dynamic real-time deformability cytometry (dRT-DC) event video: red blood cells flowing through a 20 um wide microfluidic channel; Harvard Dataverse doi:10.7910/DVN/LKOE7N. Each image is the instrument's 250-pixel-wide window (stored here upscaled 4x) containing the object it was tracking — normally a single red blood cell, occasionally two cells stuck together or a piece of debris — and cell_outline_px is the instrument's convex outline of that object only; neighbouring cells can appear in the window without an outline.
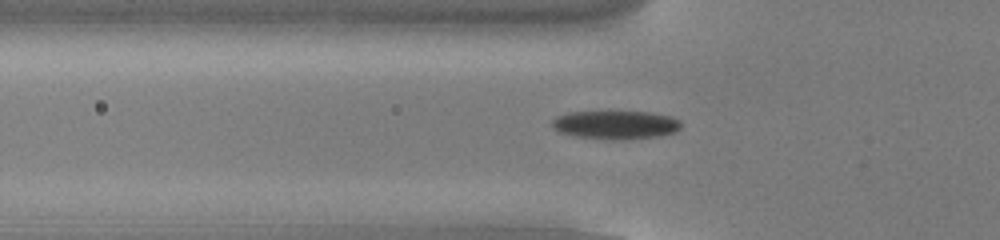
{"species": "common noctule bat (a hibernating species)", "species_latin": "Nyctalus noctula", "temperature_condition": "cold", "stored_images_in_passage": 54, "camera_frame_rate_fps": 3000, "um_per_image_px": 0.085, "animal": {"sex": "male", "body_mass_g": 13.0, "forearm_length_mm": 53.1}, "frame": {"image": 1, "passage_image": 19, "time_ms": 6.0, "image_size_px": [1000, 240], "cell_outline_px": [[680, 128], [676, 132], [660, 136], [624, 140], [612, 140], [572, 136], [560, 132], [552, 128], [552, 120], [556, 116], [568, 112], [652, 112], [672, 116], [680, 120]], "centroid_in_image_um": [52.33, 10.62], "position_along_channel_um": 73.5, "area_um2": 21.73}}
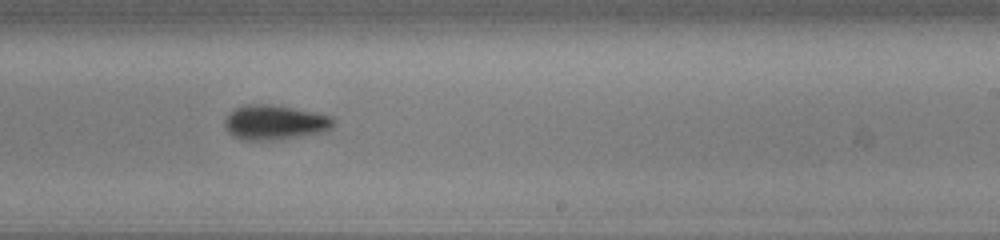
{"frame": {"image": 2, "passage_image": 34, "time_ms": 11.0, "image_size_px": [1000, 240], "cell_outline_px": [[336, 120], [332, 128], [320, 132], [280, 140], [240, 140], [232, 136], [224, 128], [224, 120], [228, 112], [244, 104], [272, 104], [332, 116]], "centroid_in_image_um": [23.3, 10.41], "position_along_channel_um": 265.7, "area_um2": 22.25}}
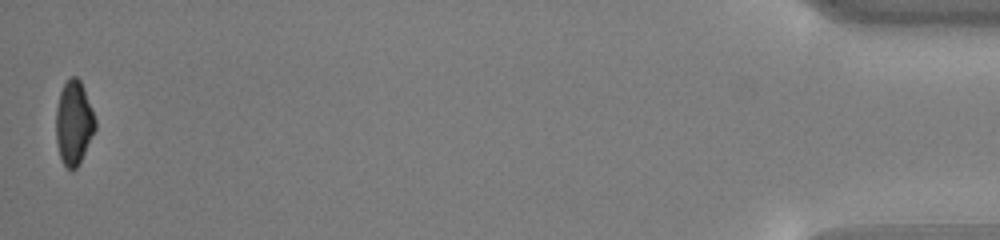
{"frame": {"image": 3, "passage_image": 54, "time_ms": 17.667, "image_size_px": [1000, 240], "cell_outline_px": [[96, 128], [80, 164], [76, 168], [68, 168], [64, 164], [60, 156], [56, 140], [56, 108], [60, 92], [64, 84], [72, 76], [76, 76], [80, 80], [84, 88], [92, 108], [96, 120]], "centroid_in_image_um": [6.28, 10.43], "position_along_channel_um": 428.9, "area_um2": 19.19}, "authors_computed_cell_mechanics": {"area_um2": 20.519, "velocity_mm_per_s": 3.8457, "shape_relaxation_time_tau1_ms": 2.4033, "shape_relaxation_time_tau2_ms": null, "deformation_change_tau1": 0.1095, "deformation_change_tau2": null}}